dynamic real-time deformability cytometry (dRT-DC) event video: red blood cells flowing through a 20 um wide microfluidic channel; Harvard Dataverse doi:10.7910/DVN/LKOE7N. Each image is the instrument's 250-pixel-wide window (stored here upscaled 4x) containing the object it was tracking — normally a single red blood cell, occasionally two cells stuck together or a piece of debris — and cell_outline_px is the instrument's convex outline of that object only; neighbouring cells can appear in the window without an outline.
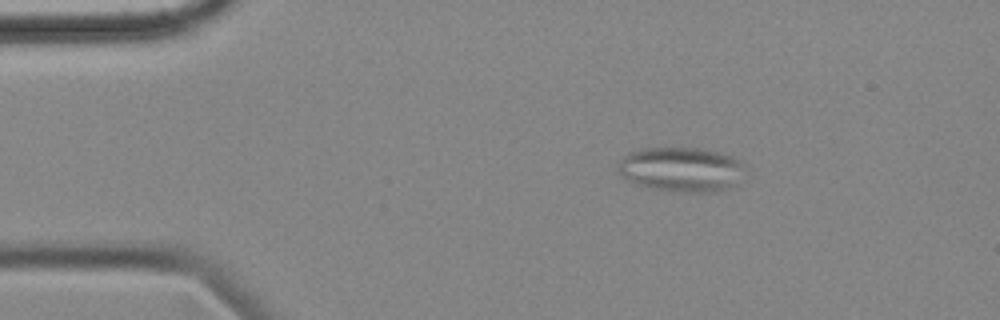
{"species": "common noctule bat (a hibernating species)", "species_latin": "Nyctalus noctula", "temperature_condition": "cold", "stored_images_in_passage": 56, "camera_frame_rate_fps": 3000, "um_per_image_px": 0.085, "animal": {"sex": "female", "body_mass_g": 18.4}, "frame": {"image": 1, "passage_image": 9, "time_ms": 2.667, "image_size_px": [1000, 320], "cell_outline_px": [[748, 168], [728, 188], [720, 192], [668, 192], [636, 184], [628, 180], [620, 172], [620, 164], [624, 156], [628, 152], [644, 148], [696, 148], [716, 152], [732, 156], [740, 160]], "centroid_in_image_um": [57.94, 14.41], "position_along_channel_um": 27.1, "area_um2": 32.89}}
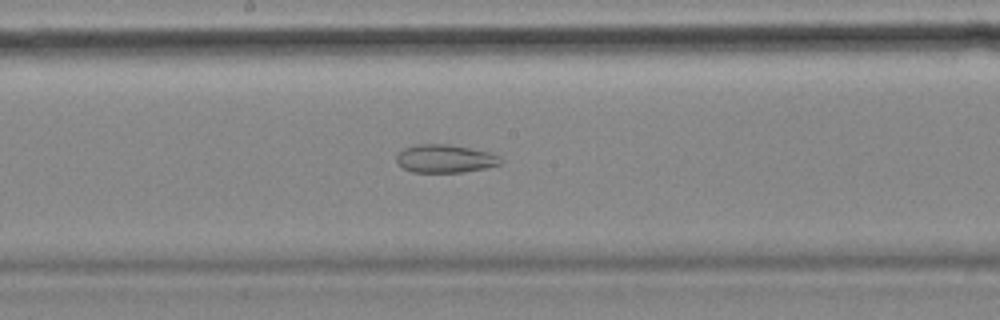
{"frame": {"image": 2, "passage_image": 29, "time_ms": 9.333, "image_size_px": [1000, 320], "cell_outline_px": [[504, 164], [464, 172], [412, 172], [396, 164], [396, 152], [404, 148], [416, 144], [448, 144], [488, 152], [500, 156], [504, 160]], "centroid_in_image_um": [37.82, 13.49], "position_along_channel_um": 210.4, "area_um2": 17.28}}
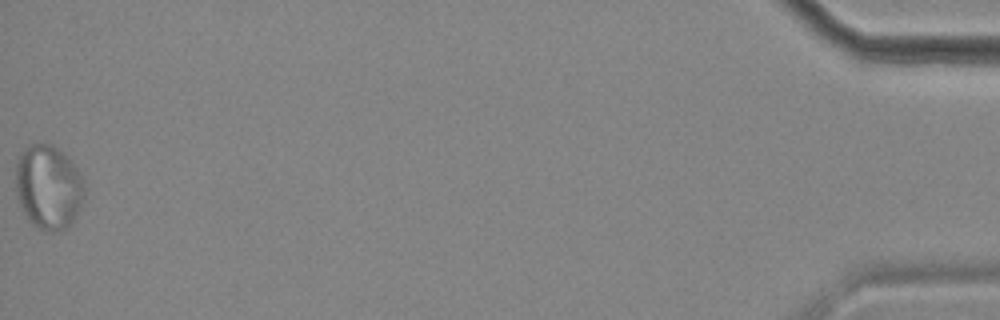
{"frame": {"image": 3, "passage_image": 56, "time_ms": 18.333, "image_size_px": [1000, 320], "cell_outline_px": [[88, 188], [84, 200], [80, 208], [72, 220], [60, 232], [44, 232], [36, 228], [28, 220], [20, 204], [16, 192], [16, 164], [24, 148], [28, 144], [52, 144], [64, 152], [72, 160], [84, 176]], "centroid_in_image_um": [4.17, 15.89], "position_along_channel_um": 431.0, "area_um2": 34.62}, "authors_computed_cell_mechanics": {"area_um2": 27.5417, "velocity_mm_per_s": 3.5629, "shape_relaxation_time_tau1_ms": null, "shape_relaxation_time_tau2_ms": 1.6936, "deformation_change_tau1": null, "deformation_change_tau2": 0.0646}}